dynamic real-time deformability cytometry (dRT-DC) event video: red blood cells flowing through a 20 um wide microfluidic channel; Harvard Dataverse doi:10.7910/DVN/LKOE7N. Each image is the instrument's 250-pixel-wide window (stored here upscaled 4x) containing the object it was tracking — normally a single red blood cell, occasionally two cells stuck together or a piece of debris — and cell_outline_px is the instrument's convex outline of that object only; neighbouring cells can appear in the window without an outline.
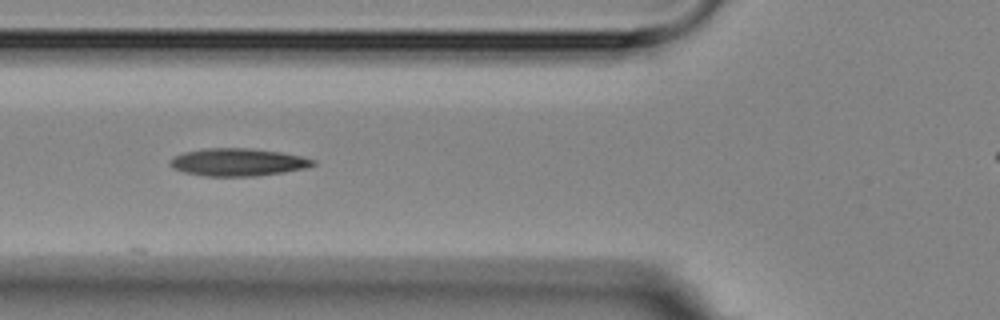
{"species": "Egyptian fruit bat (a non-hibernating species)", "species_latin": "Rousettus aegyptiacus", "temperature_condition": "room temperature", "stored_images_in_passage": 8, "camera_frame_rate_fps": 3000, "um_per_image_px": 0.085, "animal": {"sex": "female"}, "frame": {"image": 1, "passage_image": 4, "time_ms": 4.333, "image_size_px": [1000, 320], "cell_outline_px": [[316, 164], [304, 168], [284, 172], [256, 176], [204, 176], [184, 172], [168, 164], [172, 156], [184, 152], [204, 148], [248, 148], [280, 152], [300, 156], [316, 160]], "centroid_in_image_um": [20.2, 13.78], "position_along_channel_um": 105.6, "area_um2": 22.95}}
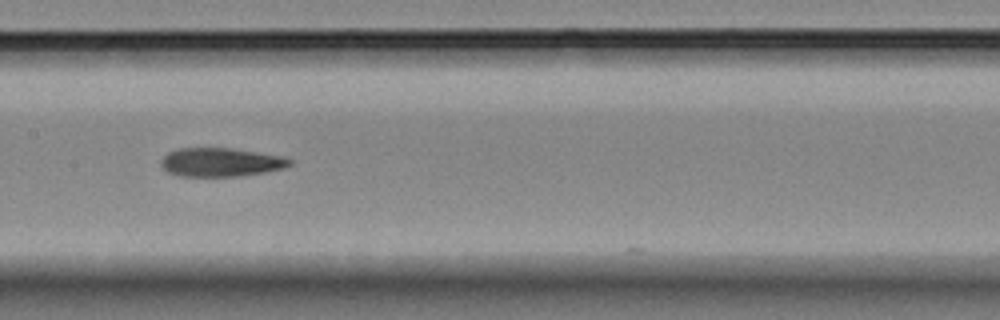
{"frame": {"image": 2, "passage_image": 6, "time_ms": 6.667, "image_size_px": [1000, 320], "cell_outline_px": [[292, 164], [284, 168], [268, 172], [240, 176], [184, 176], [168, 172], [160, 164], [160, 160], [168, 152], [180, 148], [232, 148], [284, 156], [292, 160]], "centroid_in_image_um": [18.81, 13.78], "position_along_channel_um": 188.6, "area_um2": 21.62}}
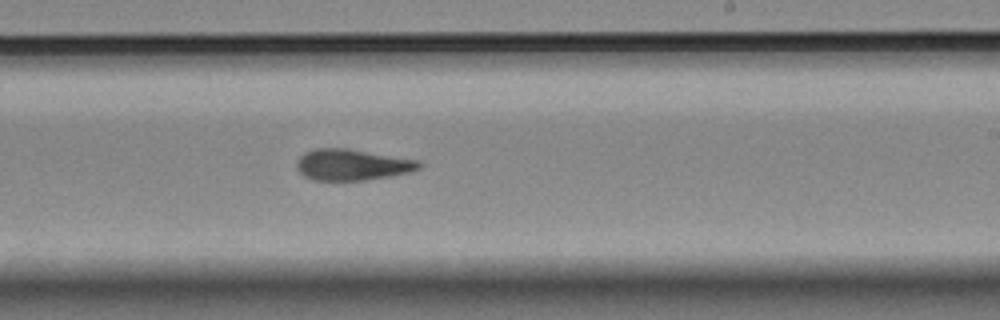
{"frame": {"image": 3, "passage_image": 8, "time_ms": 8.667, "image_size_px": [1000, 320], "cell_outline_px": [[420, 168], [408, 172], [388, 176], [364, 180], [312, 180], [304, 176], [296, 168], [296, 164], [300, 156], [304, 152], [316, 148], [348, 148], [420, 160]], "centroid_in_image_um": [29.9, 13.99], "position_along_channel_um": 259.1, "area_um2": 22.2}}